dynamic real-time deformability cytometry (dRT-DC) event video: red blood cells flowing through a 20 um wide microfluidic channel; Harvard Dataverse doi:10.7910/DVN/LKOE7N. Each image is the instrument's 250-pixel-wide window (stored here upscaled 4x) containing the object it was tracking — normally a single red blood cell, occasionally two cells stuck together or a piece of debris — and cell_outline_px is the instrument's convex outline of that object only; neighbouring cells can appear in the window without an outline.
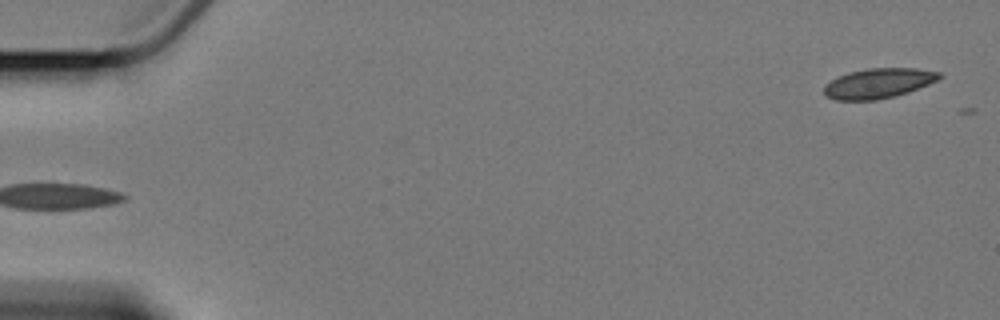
{"species": "Egyptian fruit bat (a non-hibernating species)", "species_latin": "Rousettus aegyptiacus", "temperature_condition": "cold", "stored_images_in_passage": 5, "segment_of_instrument_passage": [2, 2], "camera_frame_rate_fps": 3000, "um_per_image_px": 0.085, "animal": {"sex": "female"}, "frame": {"image": 1, "passage_image": 5, "time_ms": 4.667, "image_size_px": [1000, 320], "cell_outline_px": [[944, 76], [928, 84], [908, 92], [896, 96], [876, 100], [836, 100], [824, 96], [824, 84], [848, 72], [868, 68], [916, 68], [940, 72]], "centroid_in_image_um": [74.66, 7.08], "position_along_channel_um": 10.3, "area_um2": 20.17}}